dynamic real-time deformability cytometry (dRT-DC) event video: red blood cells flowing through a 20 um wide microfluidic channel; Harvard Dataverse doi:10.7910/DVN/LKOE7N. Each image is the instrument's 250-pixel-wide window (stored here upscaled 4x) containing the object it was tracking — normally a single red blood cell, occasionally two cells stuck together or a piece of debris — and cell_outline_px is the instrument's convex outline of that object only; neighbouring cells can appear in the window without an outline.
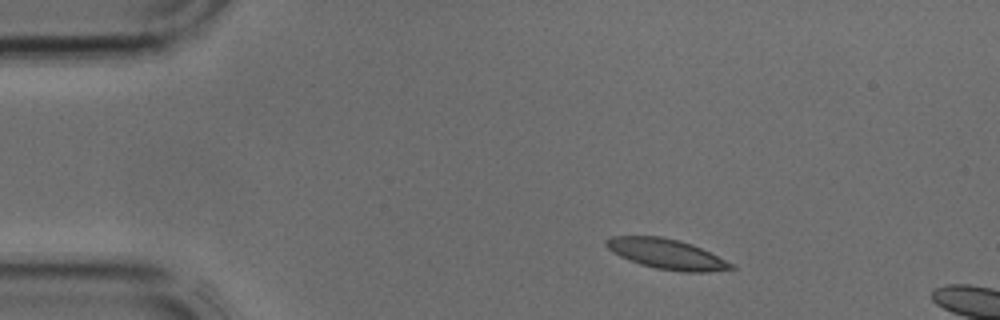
{"species": "common noctule bat (a hibernating species)", "species_latin": "Nyctalus noctula", "temperature_condition": "cold", "stored_images_in_passage": 2, "camera_frame_rate_fps": 3000, "um_per_image_px": 0.085, "animal": {"sex": "male", "body_mass_g": 17.9, "forearm_length_mm": 54.2}, "frame": {"image": 1, "passage_image": 1, "time_ms": 0.0, "image_size_px": [1000, 320], "cell_outline_px": [[736, 268], [708, 272], [684, 272], [656, 268], [640, 264], [620, 256], [612, 252], [604, 244], [604, 240], [612, 236], [660, 236], [680, 240], [692, 244], [732, 264]], "centroid_in_image_um": [56.61, 21.58], "position_along_channel_um": 28.4, "area_um2": 21.68}}